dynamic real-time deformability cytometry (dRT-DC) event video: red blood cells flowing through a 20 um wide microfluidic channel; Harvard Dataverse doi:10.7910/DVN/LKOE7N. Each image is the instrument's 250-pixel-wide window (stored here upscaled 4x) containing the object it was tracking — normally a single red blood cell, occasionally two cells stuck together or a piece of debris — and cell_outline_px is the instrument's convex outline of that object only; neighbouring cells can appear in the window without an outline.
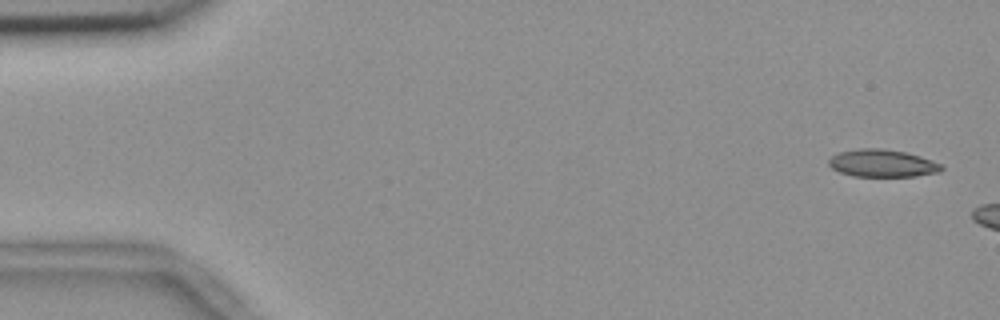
{"species": "common noctule bat (a hibernating species)", "species_latin": "Nyctalus noctula", "temperature_condition": "room temperature", "stored_images_in_passage": 3, "camera_frame_rate_fps": 3000, "um_per_image_px": 0.085, "animal": {"sex": "female", "body_mass_g": 18.4}, "frame": {"image": 1, "passage_image": 1, "time_ms": 0.0, "image_size_px": [1000, 320], "cell_outline_px": [[944, 168], [940, 172], [916, 176], [852, 176], [840, 172], [832, 168], [828, 164], [828, 160], [832, 156], [840, 152], [860, 148], [880, 148], [904, 152], [920, 156], [944, 164]], "centroid_in_image_um": [75.03, 13.88], "position_along_channel_um": 10.0, "area_um2": 18.09}}